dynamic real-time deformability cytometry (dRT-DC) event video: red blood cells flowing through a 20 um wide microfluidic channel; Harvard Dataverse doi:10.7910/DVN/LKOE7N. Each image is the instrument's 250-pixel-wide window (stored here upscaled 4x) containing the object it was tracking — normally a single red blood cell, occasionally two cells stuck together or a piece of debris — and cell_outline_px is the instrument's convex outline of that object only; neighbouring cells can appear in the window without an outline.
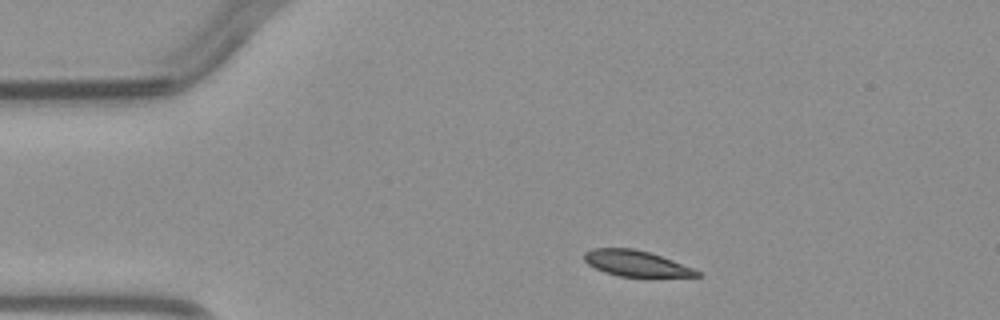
{"species": "common noctule bat (a hibernating species)", "species_latin": "Nyctalus noctula", "temperature_condition": "warm", "stored_images_in_passage": 2, "camera_frame_rate_fps": 3000, "um_per_image_px": 0.085, "animal": {"sex": "male", "body_mass_g": 23.1, "forearm_length_mm": 52.7}, "frame": {"image": 1, "passage_image": 1, "time_ms": 0.0, "image_size_px": [1000, 320], "cell_outline_px": [[704, 276], [620, 276], [604, 272], [588, 264], [584, 260], [584, 252], [592, 248], [636, 248], [672, 260], [692, 268], [700, 272]], "centroid_in_image_um": [54.02, 22.37], "position_along_channel_um": 31.0, "area_um2": 16.7}}